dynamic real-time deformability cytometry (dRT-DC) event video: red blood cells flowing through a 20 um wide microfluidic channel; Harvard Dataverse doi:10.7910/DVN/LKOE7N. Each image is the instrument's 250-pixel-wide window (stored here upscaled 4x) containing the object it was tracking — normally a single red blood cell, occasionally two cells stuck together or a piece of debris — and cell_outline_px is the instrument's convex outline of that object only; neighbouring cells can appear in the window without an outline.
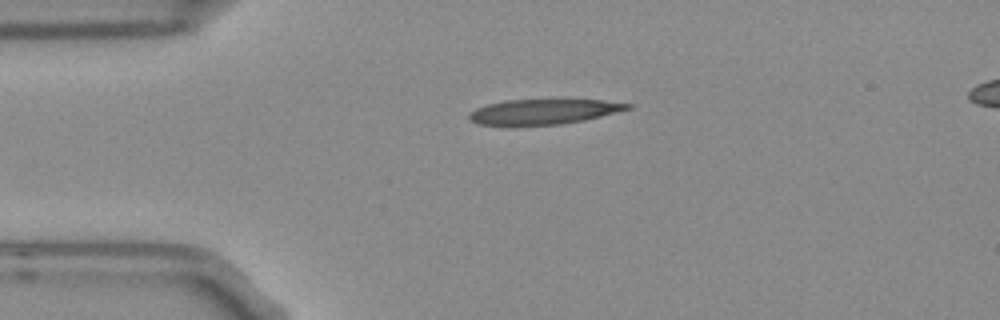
{"species": "Egyptian fruit bat (a non-hibernating species)", "species_latin": "Rousettus aegyptiacus", "temperature_condition": "room temperature", "stored_images_in_passage": 2, "camera_frame_rate_fps": 3000, "um_per_image_px": 0.085, "frame": {"image": 1, "passage_image": 1, "time_ms": 0.0, "image_size_px": [1000, 320], "cell_outline_px": [[632, 108], [584, 120], [560, 124], [476, 124], [468, 120], [468, 116], [476, 108], [488, 104], [504, 100], [600, 100], [632, 104]], "centroid_in_image_um": [46.2, 9.48], "position_along_channel_um": 38.8, "area_um2": 22.6}}